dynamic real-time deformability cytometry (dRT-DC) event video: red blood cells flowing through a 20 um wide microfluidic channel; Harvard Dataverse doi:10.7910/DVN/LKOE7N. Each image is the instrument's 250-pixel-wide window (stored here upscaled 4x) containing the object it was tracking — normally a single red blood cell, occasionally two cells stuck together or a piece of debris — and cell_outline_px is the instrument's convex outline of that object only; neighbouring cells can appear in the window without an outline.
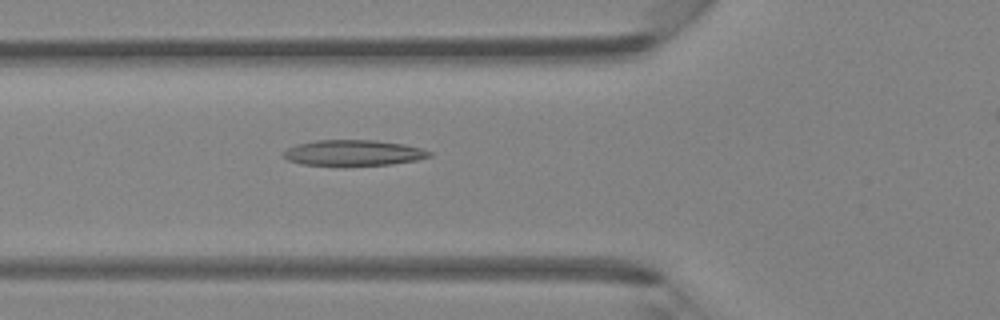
{"species": "Egyptian fruit bat (a non-hibernating species)", "species_latin": "Rousettus aegyptiacus", "temperature_condition": "room temperature", "stored_images_in_passage": 42, "camera_frame_rate_fps": 3000, "um_per_image_px": 0.085, "animal": {"sex": "female"}, "frame": {"image": 1, "passage_image": 17, "time_ms": 5.333, "image_size_px": [1000, 320], "cell_outline_px": [[432, 156], [416, 160], [392, 164], [344, 168], [300, 164], [288, 160], [280, 152], [296, 144], [316, 140], [376, 140], [404, 144], [420, 148], [432, 152]], "centroid_in_image_um": [29.99, 13.03], "position_along_channel_um": 95.8, "area_um2": 22.83}}
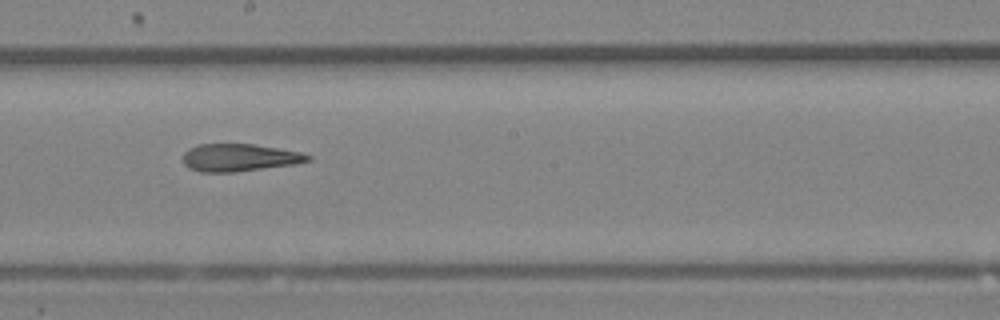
{"frame": {"image": 2, "passage_image": 26, "time_ms": 8.333, "image_size_px": [1000, 320], "cell_outline_px": [[312, 160], [296, 164], [236, 172], [200, 172], [188, 168], [184, 164], [184, 152], [188, 148], [196, 144], [252, 144], [300, 152], [312, 156]], "centroid_in_image_um": [20.33, 13.4], "position_along_channel_um": 227.9, "area_um2": 20.11}}
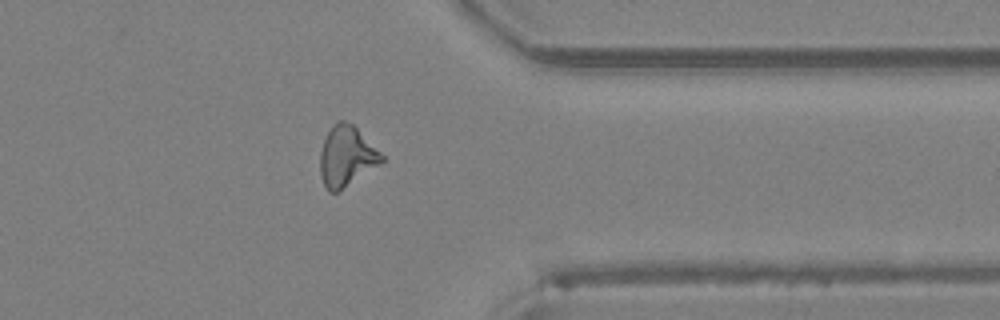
{"frame": {"image": 3, "passage_image": 37, "time_ms": 12.0, "image_size_px": [1000, 320], "cell_outline_px": [[384, 160], [380, 164], [336, 192], [328, 192], [320, 176], [320, 152], [324, 140], [332, 124], [336, 120], [344, 120], [352, 124], [384, 156]], "centroid_in_image_um": [29.42, 13.27], "position_along_channel_um": 382.0, "area_um2": 21.27}}